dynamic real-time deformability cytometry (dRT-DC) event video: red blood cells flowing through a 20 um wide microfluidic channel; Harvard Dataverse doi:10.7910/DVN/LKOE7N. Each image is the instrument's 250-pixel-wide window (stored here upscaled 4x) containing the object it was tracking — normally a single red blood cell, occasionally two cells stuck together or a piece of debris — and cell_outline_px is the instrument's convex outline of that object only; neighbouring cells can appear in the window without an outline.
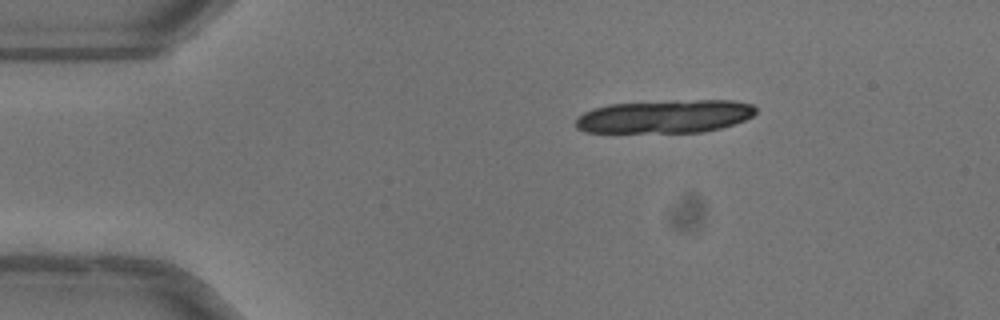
{"species": "common noctule bat (a hibernating species)", "species_latin": "Nyctalus noctula", "temperature_condition": "warm", "stored_images_in_passage": 6, "camera_frame_rate_fps": 3000, "um_per_image_px": 0.085, "animal": {"sex": "female"}, "frame": {"image": 1, "passage_image": 1, "time_ms": 0.0, "image_size_px": [1000, 320], "cell_outline_px": [[756, 112], [752, 116], [744, 120], [720, 128], [704, 132], [584, 132], [576, 128], [576, 116], [592, 108], [608, 104], [672, 100], [732, 100], [752, 104], [756, 108]], "centroid_in_image_um": [56.49, 9.89], "position_along_channel_um": 28.5, "area_um2": 35.08}}